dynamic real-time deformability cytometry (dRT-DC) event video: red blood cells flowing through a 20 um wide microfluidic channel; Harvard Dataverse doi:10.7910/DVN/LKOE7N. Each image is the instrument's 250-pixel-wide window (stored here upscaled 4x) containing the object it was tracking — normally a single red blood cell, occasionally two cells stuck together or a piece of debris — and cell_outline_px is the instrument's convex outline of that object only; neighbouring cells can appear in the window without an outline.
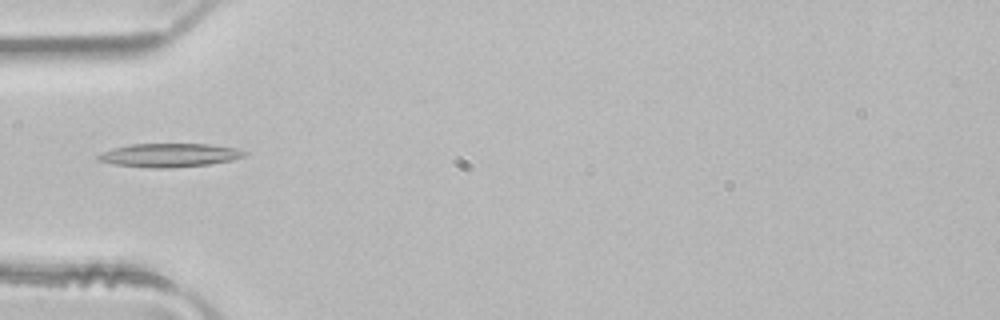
{"species": "common noctule bat (a hibernating species)", "species_latin": "Nyctalus noctula", "temperature_condition": "room temperature", "stored_images_in_passage": 3, "camera_frame_rate_fps": 3000, "um_per_image_px": 0.085, "animal": {"sex": "male", "body_mass_g": 21.5, "forearm_length_mm": 52.0}, "frame": {"image": 1, "passage_image": 3, "time_ms": 0.667, "image_size_px": [1000, 320], "cell_outline_px": [[248, 152], [244, 156], [232, 160], [208, 164], [172, 168], [148, 168], [112, 164], [96, 160], [96, 156], [100, 152], [112, 148], [132, 144], [208, 144], [236, 148]], "centroid_in_image_um": [14.34, 13.19], "position_along_channel_um": 70.7, "area_um2": 20.29}}